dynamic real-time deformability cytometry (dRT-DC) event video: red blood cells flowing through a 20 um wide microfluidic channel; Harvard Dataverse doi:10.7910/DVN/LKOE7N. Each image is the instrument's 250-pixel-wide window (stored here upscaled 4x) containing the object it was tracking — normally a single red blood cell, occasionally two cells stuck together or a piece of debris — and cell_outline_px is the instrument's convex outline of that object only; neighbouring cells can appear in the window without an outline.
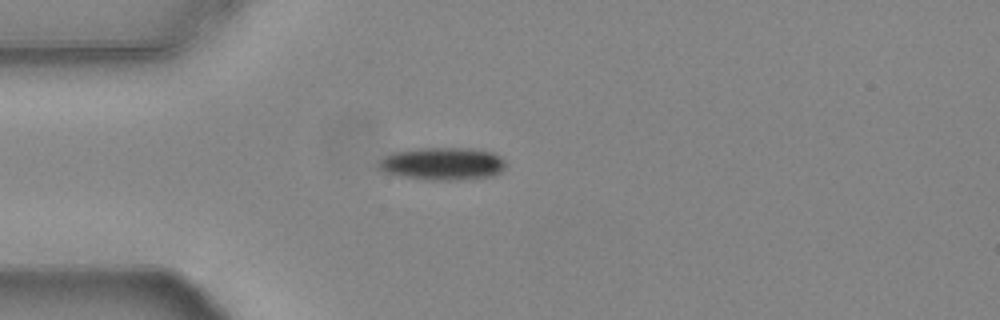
{"species": "common noctule bat (a hibernating species)", "species_latin": "Nyctalus noctula", "temperature_condition": "warm", "stored_images_in_passage": 34, "camera_frame_rate_fps": 3000, "um_per_image_px": 0.085, "animal": {"sex": "female", "body_mass_g": 24.6, "forearm_length_mm": 56.2}, "frame": {"image": 1, "passage_image": 1, "time_ms": 0.0, "image_size_px": [1000, 320], "cell_outline_px": [[504, 168], [500, 172], [492, 176], [452, 180], [432, 180], [400, 176], [384, 172], [380, 168], [380, 160], [384, 156], [392, 152], [416, 148], [468, 148], [492, 152], [500, 156], [504, 160]], "centroid_in_image_um": [37.6, 13.91], "position_along_channel_um": 47.4, "area_um2": 24.04}}
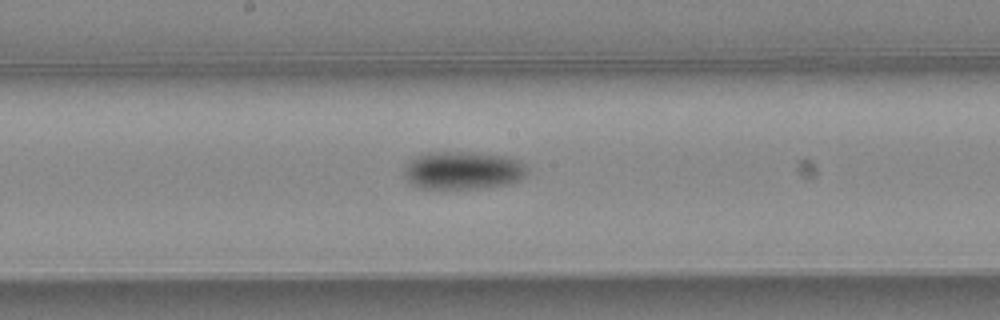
{"frame": {"image": 2, "passage_image": 15, "time_ms": 4.667, "image_size_px": [1000, 320], "cell_outline_px": [[528, 172], [520, 180], [512, 184], [488, 188], [420, 188], [412, 184], [408, 180], [404, 172], [404, 168], [408, 160], [412, 156], [428, 152], [472, 152], [508, 156], [520, 160], [528, 168]], "centroid_in_image_um": [39.38, 14.47], "position_along_channel_um": 208.8, "area_um2": 27.74}}
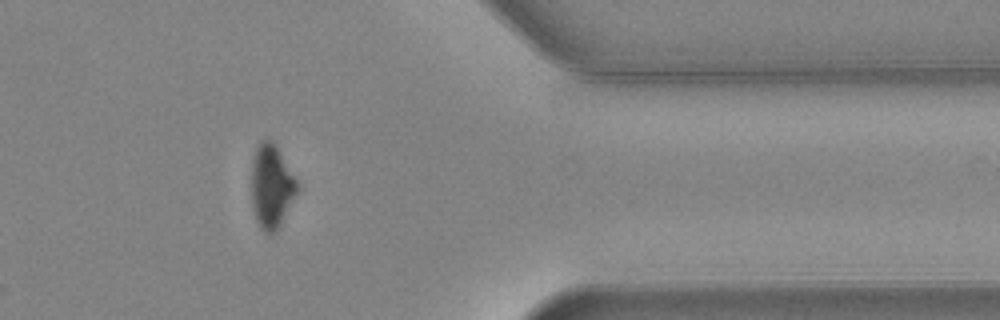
{"frame": {"image": 3, "passage_image": 31, "time_ms": 10.0, "image_size_px": [1000, 320], "cell_outline_px": [[300, 188], [280, 224], [268, 236], [260, 228], [256, 220], [252, 204], [252, 160], [256, 148], [260, 140], [272, 140], [276, 144], [300, 184]], "centroid_in_image_um": [23.09, 15.81], "position_along_channel_um": 388.3, "area_um2": 22.43}, "authors_computed_cell_mechanics": {"area_um2": 25.432, "velocity_mm_per_s": 3.7545, "shape_relaxation_time_tau1_ms": 5.0201, "shape_relaxation_time_tau2_ms": null, "deformation_change_tau1": 0.1659, "deformation_change_tau2": null}}